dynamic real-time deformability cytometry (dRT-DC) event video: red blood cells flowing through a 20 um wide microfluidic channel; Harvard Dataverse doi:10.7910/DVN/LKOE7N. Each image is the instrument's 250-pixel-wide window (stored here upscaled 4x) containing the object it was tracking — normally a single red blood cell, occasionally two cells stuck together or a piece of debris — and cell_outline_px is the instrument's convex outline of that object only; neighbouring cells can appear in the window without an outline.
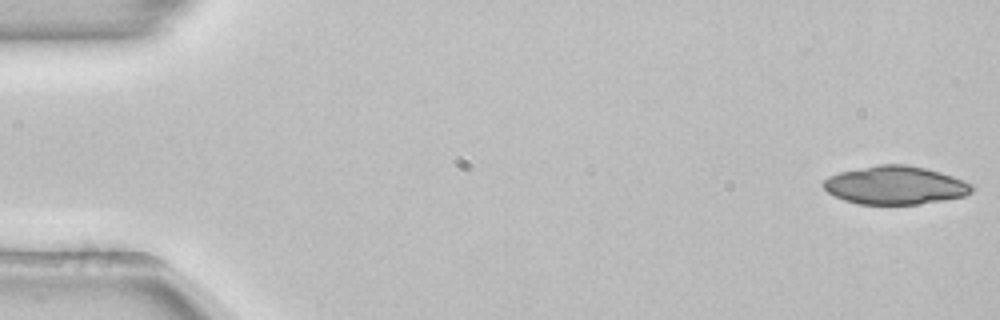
{"species": "common noctule bat (a hibernating species)", "species_latin": "Nyctalus noctula", "temperature_condition": "room temperature", "stored_images_in_passage": 52, "camera_frame_rate_fps": 3000, "um_per_image_px": 0.085, "animal": {"sex": "female", "body_mass_g": 22.7, "forearm_length_mm": 54.2}, "frame": {"image": 1, "passage_image": 1, "time_ms": 0.0, "image_size_px": [1000, 320], "cell_outline_px": [[972, 192], [964, 196], [944, 200], [920, 204], [860, 204], [844, 200], [828, 192], [820, 184], [828, 176], [840, 172], [876, 164], [904, 164], [924, 168], [940, 172], [964, 180], [972, 184]], "centroid_in_image_um": [76.08, 15.74], "position_along_channel_um": 8.9, "area_um2": 33.12}}